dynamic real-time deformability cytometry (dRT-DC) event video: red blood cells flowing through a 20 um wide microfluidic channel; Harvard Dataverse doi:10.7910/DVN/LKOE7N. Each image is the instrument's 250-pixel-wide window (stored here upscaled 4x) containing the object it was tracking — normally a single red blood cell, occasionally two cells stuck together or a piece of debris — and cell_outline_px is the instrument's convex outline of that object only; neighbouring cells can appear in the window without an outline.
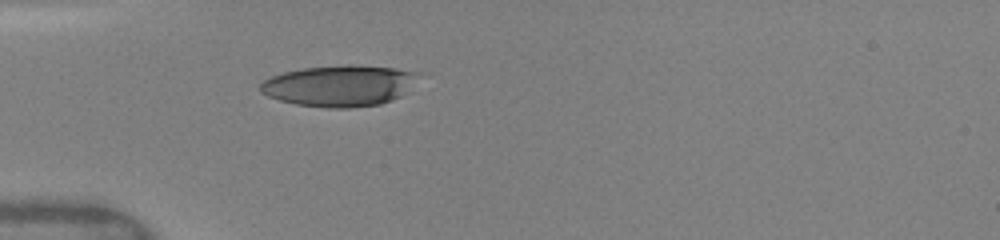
{"species": "human", "species_latin": "Homo sapiens", "temperature_condition": "warm", "stored_images_in_passage": 3, "camera_frame_rate_fps": 3000, "um_per_image_px": 0.085, "donor": {"sex": "female"}, "frame": {"image": 1, "passage_image": 1, "time_ms": 0.0, "image_size_px": [1000, 240], "cell_outline_px": [[420, 72], [400, 96], [392, 100], [380, 104], [348, 108], [328, 108], [296, 104], [280, 100], [268, 96], [260, 92], [260, 84], [264, 80], [272, 76], [284, 72], [304, 68], [348, 64], [352, 64], [396, 68]], "centroid_in_image_um": [28.81, 7.28], "position_along_channel_um": 56.2, "area_um2": 37.63}}
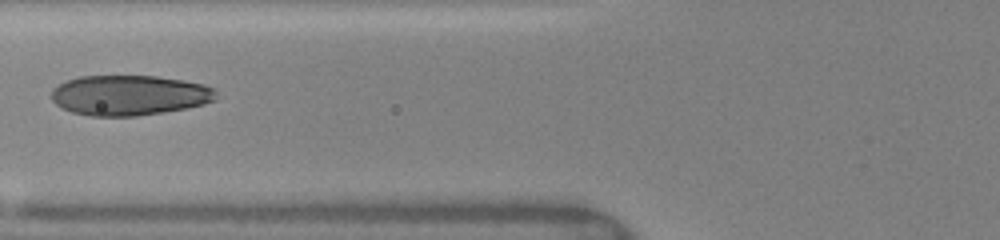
{"frame": {"image": 2, "passage_image": 3, "time_ms": 1.667, "image_size_px": [1000, 240], "cell_outline_px": [[216, 100], [204, 104], [188, 108], [136, 116], [92, 116], [72, 112], [56, 104], [52, 100], [52, 88], [68, 80], [80, 76], [156, 76], [184, 80], [204, 84], [216, 88]], "centroid_in_image_um": [11.04, 8.09], "position_along_channel_um": 114.8, "area_um2": 38.67}}